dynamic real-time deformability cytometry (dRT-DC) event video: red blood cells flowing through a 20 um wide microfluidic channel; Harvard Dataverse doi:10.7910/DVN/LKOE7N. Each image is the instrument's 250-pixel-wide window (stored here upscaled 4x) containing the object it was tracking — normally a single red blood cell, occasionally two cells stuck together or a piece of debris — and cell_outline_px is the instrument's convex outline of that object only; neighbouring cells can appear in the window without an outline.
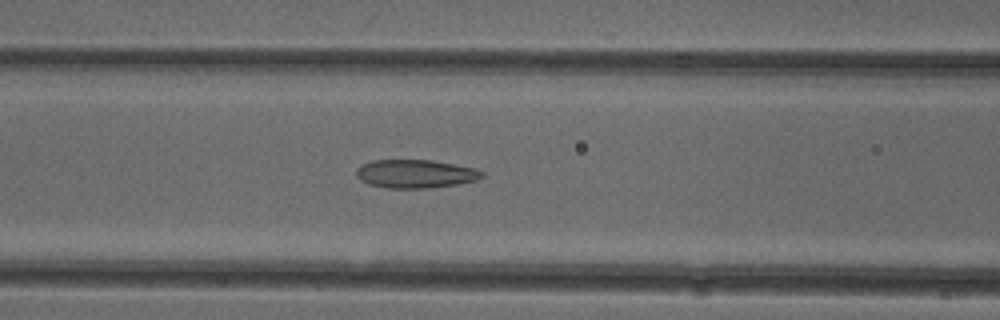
{"species": "common noctule bat (a hibernating species)", "species_latin": "Nyctalus noctula", "temperature_condition": "cold", "stored_images_in_passage": 51, "camera_frame_rate_fps": 3000, "um_per_image_px": 0.085, "animal": {"sex": "female"}, "frame": {"image": 1, "passage_image": 21, "time_ms": 6.667, "image_size_px": [1000, 320], "cell_outline_px": [[484, 176], [476, 180], [456, 184], [428, 188], [388, 188], [368, 184], [360, 180], [356, 176], [356, 168], [372, 160], [432, 160], [476, 168], [484, 172]], "centroid_in_image_um": [35.31, 14.77], "position_along_channel_um": 131.3, "area_um2": 20.81}}
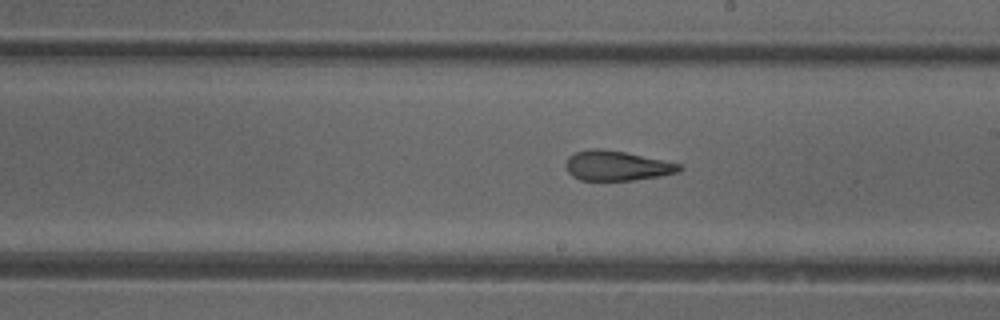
{"frame": {"image": 2, "passage_image": 29, "time_ms": 9.333, "image_size_px": [1000, 320], "cell_outline_px": [[684, 168], [676, 172], [660, 176], [636, 180], [580, 180], [572, 176], [568, 172], [564, 164], [568, 156], [576, 152], [588, 148], [600, 148], [624, 152], [680, 164]], "centroid_in_image_um": [52.37, 14.08], "position_along_channel_um": 236.6, "area_um2": 19.71}}
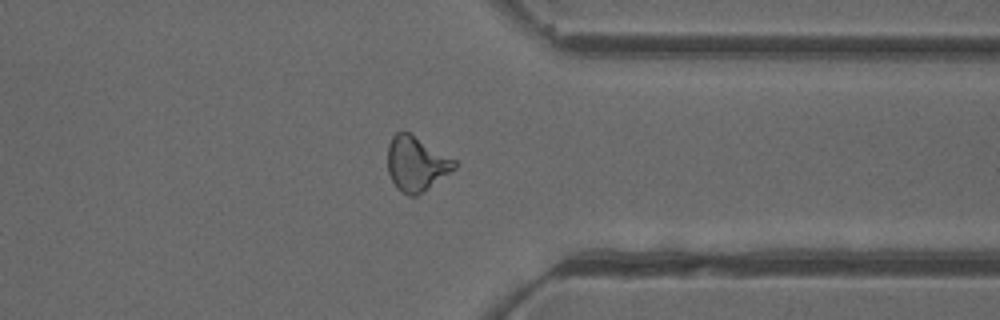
{"frame": {"image": 3, "passage_image": 40, "time_ms": 13.0, "image_size_px": [1000, 320], "cell_outline_px": [[456, 168], [416, 196], [408, 196], [400, 192], [396, 188], [388, 172], [388, 144], [392, 136], [396, 132], [408, 132], [456, 160]], "centroid_in_image_um": [35.36, 13.93], "position_along_channel_um": 376.0, "area_um2": 21.04}, "authors_computed_cell_mechanics": {"area_um2": 21.4438, "velocity_mm_per_s": 3.9457, "shape_relaxation_time_tau1_ms": 8.2672, "shape_relaxation_time_tau2_ms": 2.2491, "deformation_change_tau1": 0.1688, "deformation_change_tau2": 0.1073}}